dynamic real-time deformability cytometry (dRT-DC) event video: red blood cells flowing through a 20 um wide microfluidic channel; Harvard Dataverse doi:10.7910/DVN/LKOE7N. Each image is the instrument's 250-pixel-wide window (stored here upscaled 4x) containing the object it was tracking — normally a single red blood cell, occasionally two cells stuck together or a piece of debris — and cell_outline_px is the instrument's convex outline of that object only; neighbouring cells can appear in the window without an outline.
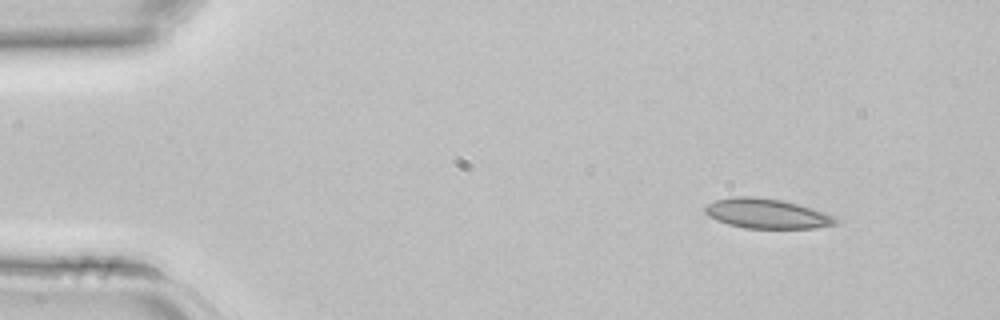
{"species": "common noctule bat (a hibernating species)", "species_latin": "Nyctalus noctula", "temperature_condition": "room temperature", "stored_images_in_passage": 3, "camera_frame_rate_fps": 3000, "um_per_image_px": 0.085, "animal": {"sex": "female", "body_mass_g": 22.7, "forearm_length_mm": 54.2}, "frame": {"image": 1, "passage_image": 1, "time_ms": 0.0, "image_size_px": [1000, 320], "cell_outline_px": [[840, 224], [816, 228], [744, 228], [728, 224], [716, 220], [708, 216], [704, 212], [704, 208], [708, 204], [716, 200], [736, 196], [752, 196], [784, 200], [812, 208], [832, 216], [840, 220]], "centroid_in_image_um": [65.19, 18.16], "position_along_channel_um": 19.8, "area_um2": 22.77}}
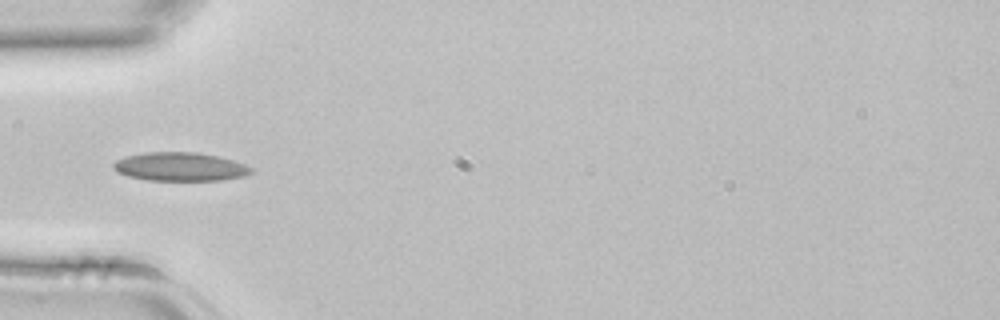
{"frame": {"image": 2, "passage_image": 3, "time_ms": 0.667, "image_size_px": [1000, 320], "cell_outline_px": [[252, 172], [244, 176], [224, 180], [148, 180], [128, 176], [116, 172], [112, 168], [112, 164], [116, 160], [124, 156], [144, 152], [196, 152], [220, 156], [244, 164], [252, 168]], "centroid_in_image_um": [15.27, 14.16], "position_along_channel_um": 69.7, "area_um2": 23.12}}